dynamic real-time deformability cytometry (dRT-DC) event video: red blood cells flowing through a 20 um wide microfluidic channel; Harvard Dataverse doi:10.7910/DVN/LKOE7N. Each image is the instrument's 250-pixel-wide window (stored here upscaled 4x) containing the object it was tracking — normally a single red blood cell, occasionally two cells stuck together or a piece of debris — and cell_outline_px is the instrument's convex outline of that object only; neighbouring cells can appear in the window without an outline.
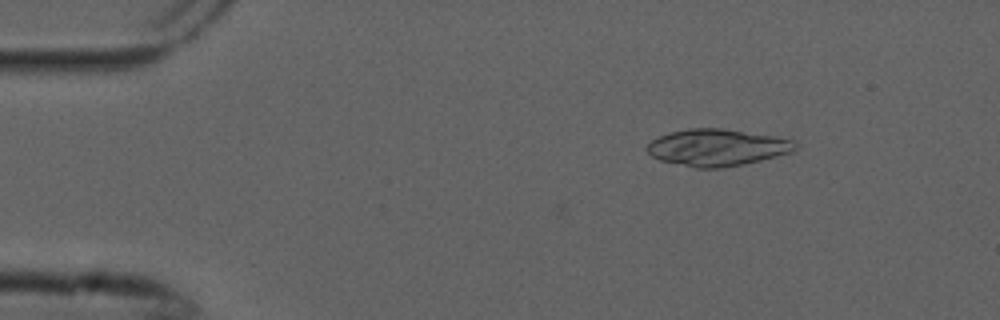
{"species": "common noctule bat (a hibernating species)", "species_latin": "Nyctalus noctula", "temperature_condition": "cold", "stored_images_in_passage": 6, "camera_frame_rate_fps": 3000, "um_per_image_px": 0.085, "animal": {"sex": "male", "forearm_length_mm": 52.5}, "frame": {"image": 1, "passage_image": 3, "time_ms": 0.667, "image_size_px": [1000, 320], "cell_outline_px": [[796, 148], [792, 152], [744, 164], [720, 168], [696, 168], [660, 160], [652, 156], [644, 148], [652, 140], [660, 136], [672, 132], [688, 128], [720, 128], [772, 136], [796, 140]], "centroid_in_image_um": [60.94, 12.54], "position_along_channel_um": 24.1, "area_um2": 31.56}}